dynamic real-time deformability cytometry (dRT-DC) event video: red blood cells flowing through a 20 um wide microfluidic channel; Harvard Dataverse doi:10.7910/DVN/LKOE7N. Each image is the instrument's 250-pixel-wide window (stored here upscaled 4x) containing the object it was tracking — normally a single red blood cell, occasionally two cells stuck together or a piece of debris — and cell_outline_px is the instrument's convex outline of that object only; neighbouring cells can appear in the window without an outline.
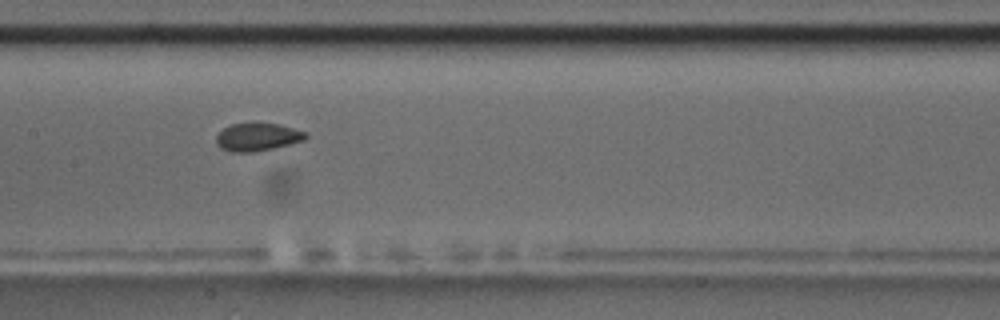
{"species": "common noctule bat (a hibernating species)", "species_latin": "Nyctalus noctula", "temperature_condition": "room temperature", "stored_images_in_passage": 6, "camera_frame_rate_fps": 3000, "um_per_image_px": 0.085, "animal": {"sex": "male", "body_mass_g": 17.5, "forearm_length_mm": 52.3}, "frame": {"image": 1, "passage_image": 6, "time_ms": 7.333, "image_size_px": [1000, 320], "cell_outline_px": [[308, 136], [304, 140], [272, 148], [252, 152], [232, 152], [220, 148], [216, 144], [216, 136], [224, 128], [232, 124], [256, 120], [280, 124], [308, 132]], "centroid_in_image_um": [21.89, 11.59], "position_along_channel_um": 185.5, "area_um2": 15.03}}